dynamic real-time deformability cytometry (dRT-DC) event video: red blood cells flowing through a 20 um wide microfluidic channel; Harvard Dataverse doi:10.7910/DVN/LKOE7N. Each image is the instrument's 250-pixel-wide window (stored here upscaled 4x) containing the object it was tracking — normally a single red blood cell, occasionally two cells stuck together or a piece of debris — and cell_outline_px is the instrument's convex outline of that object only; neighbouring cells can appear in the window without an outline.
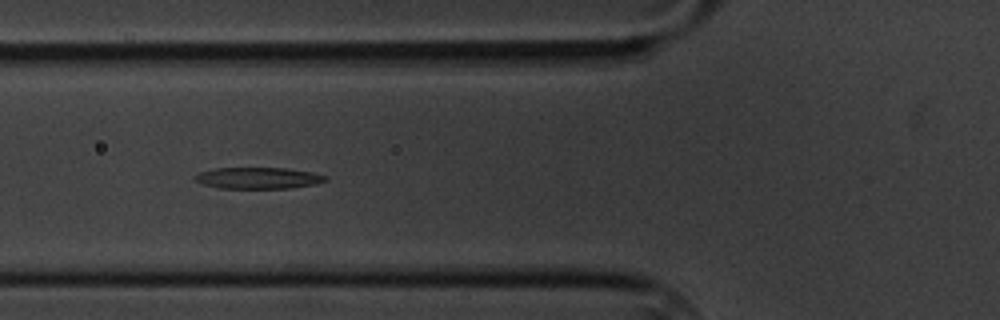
{"species": "common noctule bat (a hibernating species)", "species_latin": "Nyctalus noctula", "temperature_condition": "cold", "stored_images_in_passage": 9, "camera_frame_rate_fps": 3000, "um_per_image_px": 0.085, "animal": {"sex": "male", "body_mass_g": 20.1, "forearm_length_mm": 53.5}, "frame": {"image": 1, "passage_image": 6, "time_ms": 6.333, "image_size_px": [1000, 320], "cell_outline_px": [[328, 180], [316, 184], [292, 188], [220, 188], [204, 184], [196, 180], [196, 176], [200, 172], [216, 168], [288, 168], [312, 172], [328, 176]], "centroid_in_image_um": [22.03, 15.13], "position_along_channel_um": 103.8, "area_um2": 16.18}}
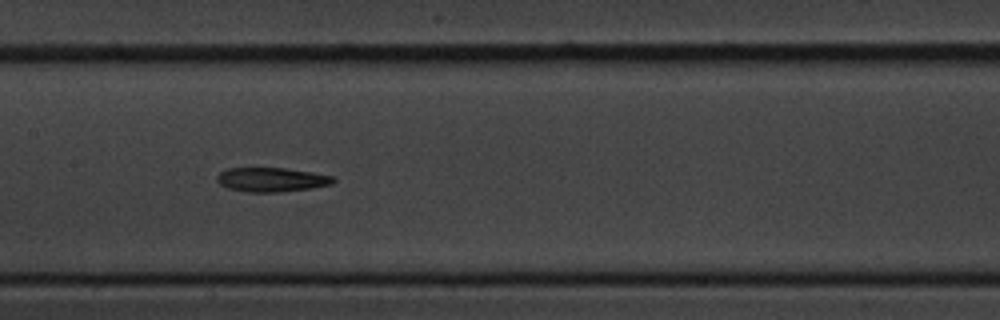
{"frame": {"image": 2, "passage_image": 8, "time_ms": 8.667, "image_size_px": [1000, 320], "cell_outline_px": [[336, 180], [332, 184], [312, 188], [280, 192], [248, 192], [228, 188], [220, 184], [216, 180], [216, 176], [220, 172], [228, 168], [284, 168], [312, 172], [332, 176]], "centroid_in_image_um": [23.07, 15.27], "position_along_channel_um": 184.3, "area_um2": 16.42}}
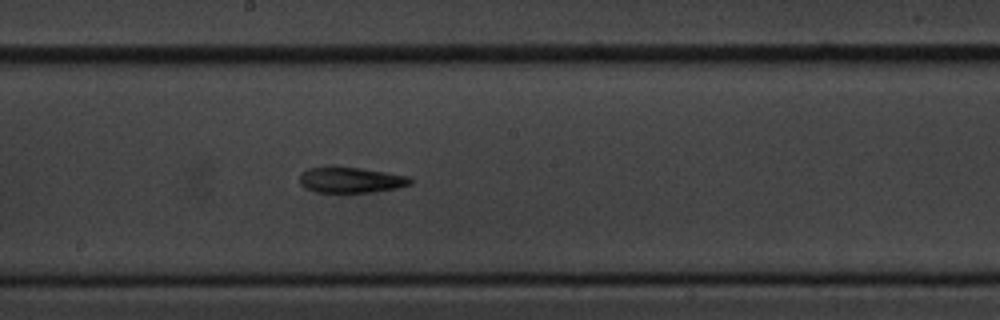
{"frame": {"image": 3, "passage_image": 9, "time_ms": 9.667, "image_size_px": [1000, 320], "cell_outline_px": [[412, 184], [400, 188], [372, 192], [316, 192], [304, 188], [300, 184], [300, 172], [308, 168], [360, 168], [412, 176]], "centroid_in_image_um": [29.88, 15.32], "position_along_channel_um": 218.3, "area_um2": 16.53}}